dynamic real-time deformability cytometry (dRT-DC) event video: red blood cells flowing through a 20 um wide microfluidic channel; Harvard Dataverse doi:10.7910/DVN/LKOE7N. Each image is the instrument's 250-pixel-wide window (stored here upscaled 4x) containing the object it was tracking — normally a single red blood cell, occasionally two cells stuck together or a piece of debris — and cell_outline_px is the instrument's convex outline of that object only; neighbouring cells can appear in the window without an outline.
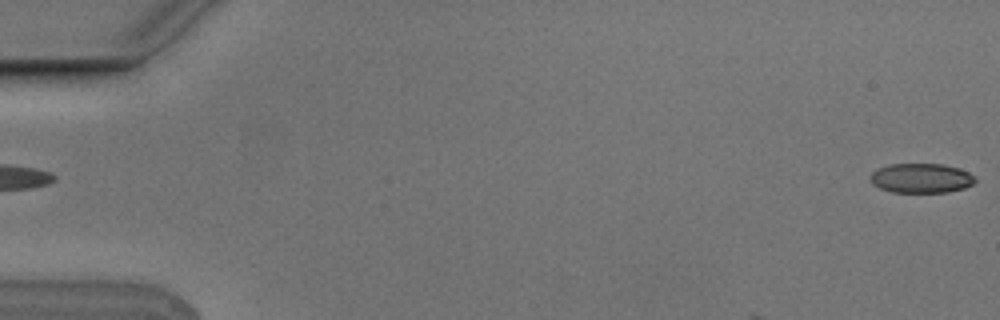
{"species": "Egyptian fruit bat (a non-hibernating species)", "species_latin": "Rousettus aegyptiacus", "temperature_condition": "cold", "stored_images_in_passage": 2, "segment_of_instrument_passage": [2, 2], "camera_frame_rate_fps": 3000, "um_per_image_px": 0.085, "animal": {"sex": "male"}, "frame": {"image": 1, "passage_image": 2, "time_ms": 0.333, "image_size_px": [1000, 320], "cell_outline_px": [[976, 180], [972, 184], [964, 188], [948, 192], [892, 192], [880, 188], [872, 184], [868, 176], [876, 168], [888, 164], [944, 164], [960, 168], [968, 172]], "centroid_in_image_um": [78.25, 15.13], "position_along_channel_um": 6.7, "area_um2": 18.21}}